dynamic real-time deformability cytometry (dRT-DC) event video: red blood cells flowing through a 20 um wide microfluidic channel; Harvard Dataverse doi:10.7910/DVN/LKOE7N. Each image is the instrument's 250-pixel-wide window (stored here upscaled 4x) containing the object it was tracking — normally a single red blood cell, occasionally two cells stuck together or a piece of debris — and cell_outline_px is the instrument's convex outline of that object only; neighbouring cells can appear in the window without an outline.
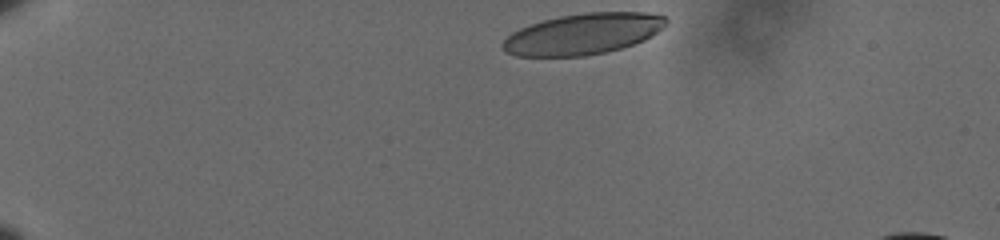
{"species": "human", "species_latin": "Homo sapiens", "temperature_condition": "cold", "stored_images_in_passage": 41, "camera_frame_rate_fps": 3000, "um_per_image_px": 0.085, "donor": {"sex": "male"}, "frame": {"image": 1, "passage_image": 1, "time_ms": 0.0, "image_size_px": [1000, 240], "cell_outline_px": [[668, 20], [656, 32], [644, 40], [620, 48], [604, 52], [584, 56], [516, 56], [504, 52], [500, 48], [500, 44], [512, 32], [520, 28], [544, 20], [560, 16], [584, 12], [644, 12], [664, 16]], "centroid_in_image_um": [49.49, 2.89], "position_along_channel_um": 35.5, "area_um2": 38.78}}
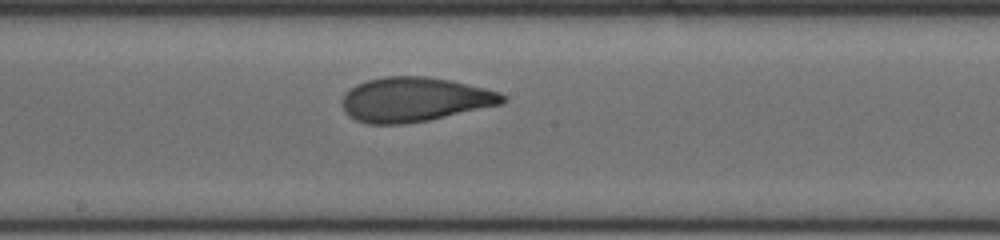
{"frame": {"image": 2, "passage_image": 23, "time_ms": 7.333, "image_size_px": [1000, 240], "cell_outline_px": [[508, 100], [504, 104], [428, 120], [404, 124], [368, 124], [356, 120], [348, 116], [344, 112], [344, 96], [356, 84], [368, 80], [384, 76], [424, 76], [452, 80], [500, 92], [508, 96]], "centroid_in_image_um": [35.3, 8.46], "position_along_channel_um": 212.9, "area_um2": 41.62}}
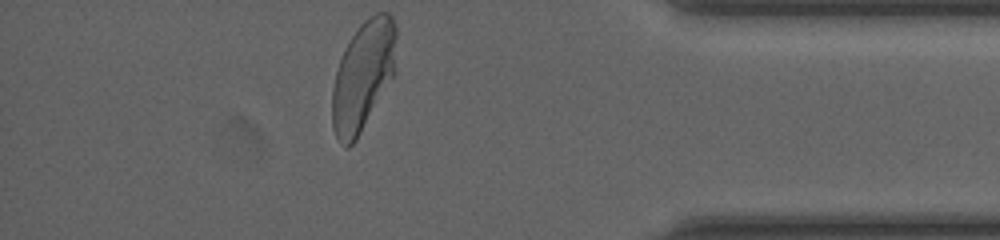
{"frame": {"image": 3, "passage_image": 41, "time_ms": 13.333, "image_size_px": [1000, 240], "cell_outline_px": [[396, 72], [356, 140], [348, 148], [344, 148], [336, 136], [332, 128], [332, 88], [336, 72], [340, 60], [352, 36], [360, 24], [368, 16], [376, 12], [388, 12], [392, 16], [396, 28]], "centroid_in_image_um": [30.88, 6.44], "position_along_channel_um": 404.3, "area_um2": 41.1}, "authors_computed_cell_mechanics": {"area_um2": 41.0958, "velocity_mm_per_s": 3.5843, "shape_relaxation_time_tau1_ms": 5.7051, "shape_relaxation_time_tau2_ms": 0.9344, "deformation_change_tau1": 0.1903, "deformation_change_tau2": 0.0716}}